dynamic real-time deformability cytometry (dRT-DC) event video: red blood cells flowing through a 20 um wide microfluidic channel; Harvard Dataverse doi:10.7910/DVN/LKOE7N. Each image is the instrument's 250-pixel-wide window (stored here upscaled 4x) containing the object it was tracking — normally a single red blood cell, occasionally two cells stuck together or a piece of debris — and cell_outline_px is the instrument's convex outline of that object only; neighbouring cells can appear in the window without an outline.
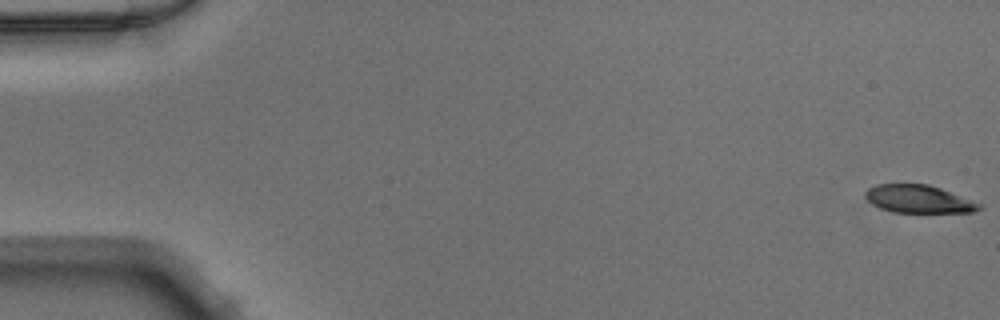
{"species": "Egyptian fruit bat (a non-hibernating species)", "species_latin": "Rousettus aegyptiacus", "temperature_condition": "warm", "stored_images_in_passage": 50, "camera_frame_rate_fps": 3000, "um_per_image_px": 0.085, "animal": {"sex": "male"}, "frame": {"image": 1, "passage_image": 1, "time_ms": 0.0, "image_size_px": [1000, 320], "cell_outline_px": [[984, 208], [972, 212], [896, 212], [880, 208], [872, 204], [864, 196], [864, 192], [868, 188], [876, 184], [928, 184], [940, 188], [984, 204]], "centroid_in_image_um": [78.11, 16.91], "position_along_channel_um": 6.9, "area_um2": 18.55}}
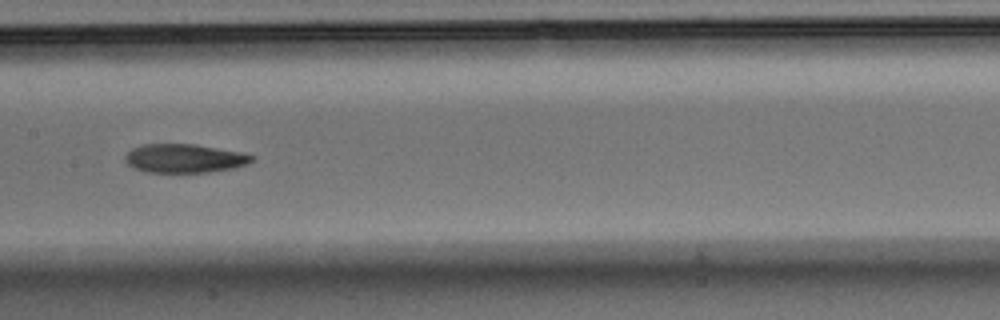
{"frame": {"image": 2, "passage_image": 26, "time_ms": 8.333, "image_size_px": [1000, 320], "cell_outline_px": [[256, 160], [248, 164], [236, 168], [208, 172], [144, 172], [132, 168], [124, 160], [124, 156], [132, 148], [144, 144], [196, 144], [240, 152], [256, 156]], "centroid_in_image_um": [15.7, 13.46], "position_along_channel_um": 191.7, "area_um2": 21.5}}
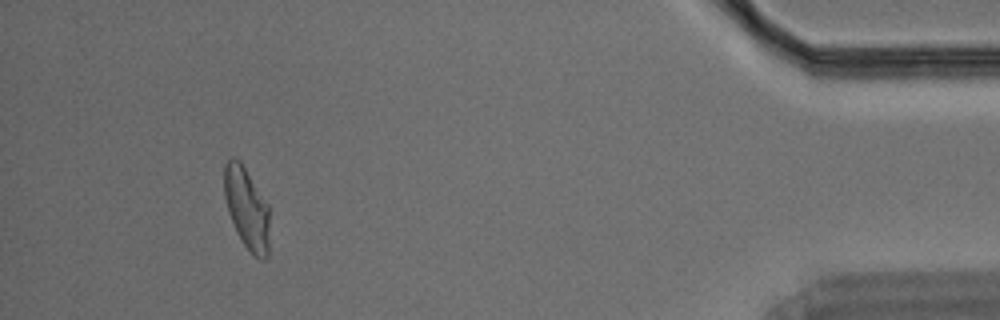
{"frame": {"image": 3, "passage_image": 47, "time_ms": 15.333, "image_size_px": [1000, 320], "cell_outline_px": [[268, 256], [264, 260], [260, 260], [244, 244], [228, 212], [224, 196], [224, 164], [232, 156], [240, 160], [268, 204]], "centroid_in_image_um": [20.96, 17.65], "position_along_channel_um": 414.2, "area_um2": 21.15}}